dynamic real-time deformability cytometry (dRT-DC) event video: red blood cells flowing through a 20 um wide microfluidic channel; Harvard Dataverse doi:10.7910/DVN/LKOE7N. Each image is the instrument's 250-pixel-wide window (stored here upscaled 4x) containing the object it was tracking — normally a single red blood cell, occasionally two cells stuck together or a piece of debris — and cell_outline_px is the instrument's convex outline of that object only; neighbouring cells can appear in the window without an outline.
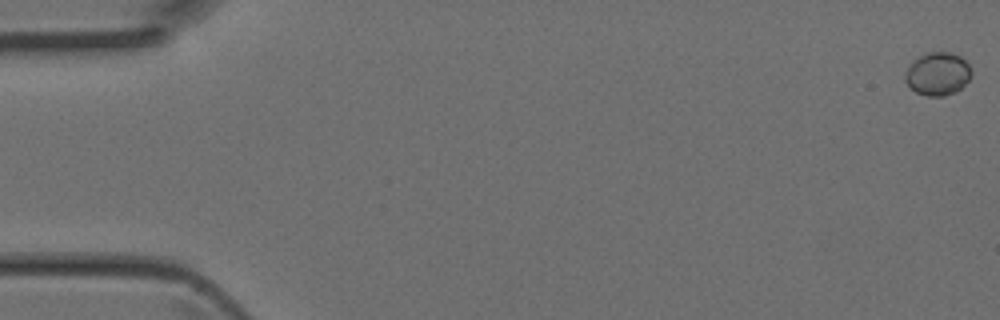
{"species": "Egyptian fruit bat (a non-hibernating species)", "species_latin": "Rousettus aegyptiacus", "temperature_condition": "room temperature", "stored_images_in_passage": 41, "camera_frame_rate_fps": 3000, "um_per_image_px": 0.085, "animal": {"sex": "female"}, "frame": {"image": 1, "passage_image": 1, "time_ms": 0.0, "image_size_px": [1000, 320], "cell_outline_px": [[972, 76], [956, 92], [944, 96], [924, 96], [916, 92], [904, 80], [904, 72], [908, 64], [920, 56], [928, 52], [952, 52], [960, 56], [968, 64], [972, 72]], "centroid_in_image_um": [79.69, 6.27], "position_along_channel_um": 5.3, "area_um2": 16.76}}
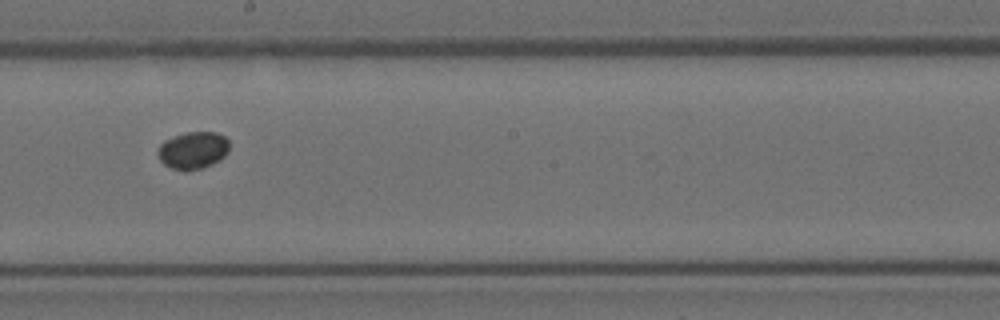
{"frame": {"image": 2, "passage_image": 26, "time_ms": 8.333, "image_size_px": [1000, 320], "cell_outline_px": [[228, 152], [220, 160], [212, 164], [200, 168], [184, 172], [172, 168], [164, 164], [160, 160], [156, 152], [160, 144], [164, 140], [184, 132], [216, 132], [224, 136], [228, 140]], "centroid_in_image_um": [16.38, 12.78], "position_along_channel_um": 231.8, "area_um2": 15.66}}
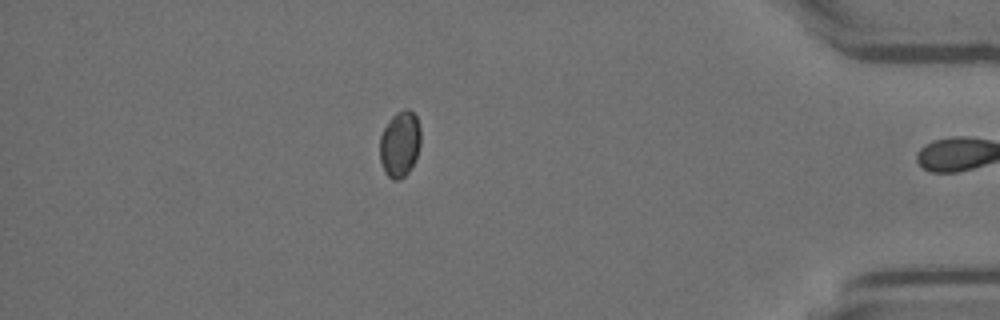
{"frame": {"image": 3, "passage_image": 40, "time_ms": 13.0, "image_size_px": [1000, 320], "cell_outline_px": [[420, 144], [416, 156], [408, 172], [400, 180], [392, 180], [384, 172], [380, 160], [380, 136], [388, 120], [396, 112], [404, 108], [408, 108], [416, 116], [420, 128]], "centroid_in_image_um": [33.97, 12.22], "position_along_channel_um": 401.2, "area_um2": 15.78}}